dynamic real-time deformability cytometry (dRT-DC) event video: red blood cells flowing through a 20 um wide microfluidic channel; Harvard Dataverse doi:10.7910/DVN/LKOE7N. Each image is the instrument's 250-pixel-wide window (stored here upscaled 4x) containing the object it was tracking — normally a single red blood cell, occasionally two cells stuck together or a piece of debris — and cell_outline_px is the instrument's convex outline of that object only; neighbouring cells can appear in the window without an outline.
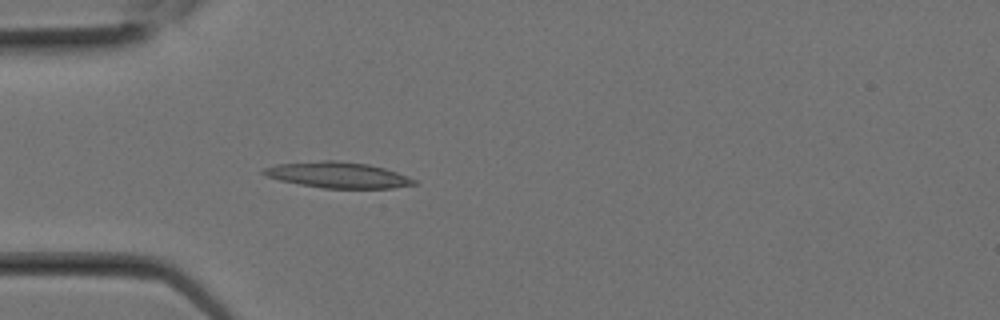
{"species": "Egyptian fruit bat (a non-hibernating species)", "species_latin": "Rousettus aegyptiacus", "temperature_condition": "room temperature", "stored_images_in_passage": 1, "camera_frame_rate_fps": 3000, "um_per_image_px": 0.085, "animal": {"sex": "female"}, "frame": {"image": 1, "passage_image": 1, "time_ms": 0.0, "image_size_px": [1000, 320], "cell_outline_px": [[420, 184], [392, 188], [324, 188], [300, 184], [280, 180], [268, 176], [260, 172], [264, 168], [276, 164], [324, 160], [336, 160], [368, 164], [384, 168], [408, 176], [416, 180]], "centroid_in_image_um": [28.75, 14.87], "position_along_channel_um": 56.2, "area_um2": 22.66}}